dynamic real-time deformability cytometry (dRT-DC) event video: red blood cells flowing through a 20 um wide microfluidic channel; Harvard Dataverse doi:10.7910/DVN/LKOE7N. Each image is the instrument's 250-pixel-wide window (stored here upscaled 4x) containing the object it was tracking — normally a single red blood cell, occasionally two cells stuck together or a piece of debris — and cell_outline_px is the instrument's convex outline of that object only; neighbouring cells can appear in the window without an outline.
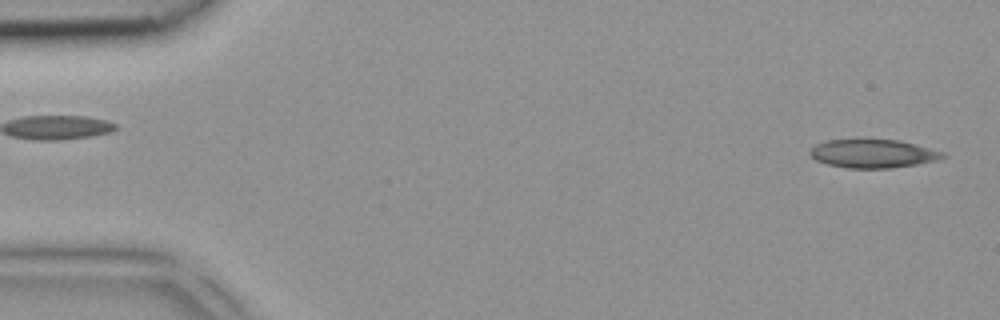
{"species": "common noctule bat (a hibernating species)", "species_latin": "Nyctalus noctula", "temperature_condition": "room temperature", "stored_images_in_passage": 5, "segment_of_instrument_passage": [2, 2], "camera_frame_rate_fps": 3000, "um_per_image_px": 0.085, "animal": {"sex": "female", "body_mass_g": 18.4}, "frame": {"image": 1, "passage_image": 5, "time_ms": 1.333, "image_size_px": [1000, 320], "cell_outline_px": [[948, 156], [940, 160], [892, 168], [848, 168], [828, 164], [816, 160], [808, 152], [816, 144], [828, 140], [900, 140], [916, 144], [944, 152]], "centroid_in_image_um": [74.26, 13.06], "position_along_channel_um": 10.7, "area_um2": 21.96}}